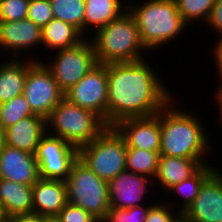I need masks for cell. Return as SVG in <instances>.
<instances>
[{
  "label": "cell",
  "mask_w": 222,
  "mask_h": 222,
  "mask_svg": "<svg viewBox=\"0 0 222 222\" xmlns=\"http://www.w3.org/2000/svg\"><path fill=\"white\" fill-rule=\"evenodd\" d=\"M127 10L120 0H85L84 31L93 26L95 31L109 24ZM87 29V30H86Z\"/></svg>",
  "instance_id": "603a6c76"
},
{
  "label": "cell",
  "mask_w": 222,
  "mask_h": 222,
  "mask_svg": "<svg viewBox=\"0 0 222 222\" xmlns=\"http://www.w3.org/2000/svg\"><path fill=\"white\" fill-rule=\"evenodd\" d=\"M152 180L127 169L120 172L108 181L110 209H128L142 205L140 203Z\"/></svg>",
  "instance_id": "5bb4252c"
},
{
  "label": "cell",
  "mask_w": 222,
  "mask_h": 222,
  "mask_svg": "<svg viewBox=\"0 0 222 222\" xmlns=\"http://www.w3.org/2000/svg\"><path fill=\"white\" fill-rule=\"evenodd\" d=\"M58 217L62 222H100L91 213L69 203L58 213Z\"/></svg>",
  "instance_id": "d6a6232c"
},
{
  "label": "cell",
  "mask_w": 222,
  "mask_h": 222,
  "mask_svg": "<svg viewBox=\"0 0 222 222\" xmlns=\"http://www.w3.org/2000/svg\"><path fill=\"white\" fill-rule=\"evenodd\" d=\"M46 133V119L39 115L20 119L5 129L6 145L35 154L41 137Z\"/></svg>",
  "instance_id": "ac0fdd59"
},
{
  "label": "cell",
  "mask_w": 222,
  "mask_h": 222,
  "mask_svg": "<svg viewBox=\"0 0 222 222\" xmlns=\"http://www.w3.org/2000/svg\"><path fill=\"white\" fill-rule=\"evenodd\" d=\"M44 63L36 61L28 69L22 94L32 112L46 119L64 98V93Z\"/></svg>",
  "instance_id": "30bf717a"
},
{
  "label": "cell",
  "mask_w": 222,
  "mask_h": 222,
  "mask_svg": "<svg viewBox=\"0 0 222 222\" xmlns=\"http://www.w3.org/2000/svg\"><path fill=\"white\" fill-rule=\"evenodd\" d=\"M160 152L127 148L126 169L132 173L154 178L157 173Z\"/></svg>",
  "instance_id": "d4e9b609"
},
{
  "label": "cell",
  "mask_w": 222,
  "mask_h": 222,
  "mask_svg": "<svg viewBox=\"0 0 222 222\" xmlns=\"http://www.w3.org/2000/svg\"><path fill=\"white\" fill-rule=\"evenodd\" d=\"M53 18L50 0H30L27 19L42 29Z\"/></svg>",
  "instance_id": "4dcf8cb0"
},
{
  "label": "cell",
  "mask_w": 222,
  "mask_h": 222,
  "mask_svg": "<svg viewBox=\"0 0 222 222\" xmlns=\"http://www.w3.org/2000/svg\"><path fill=\"white\" fill-rule=\"evenodd\" d=\"M33 214L54 216L67 204L65 181L39 178L32 185Z\"/></svg>",
  "instance_id": "e0dca14e"
},
{
  "label": "cell",
  "mask_w": 222,
  "mask_h": 222,
  "mask_svg": "<svg viewBox=\"0 0 222 222\" xmlns=\"http://www.w3.org/2000/svg\"><path fill=\"white\" fill-rule=\"evenodd\" d=\"M53 16L84 33L85 0H50Z\"/></svg>",
  "instance_id": "484cf974"
},
{
  "label": "cell",
  "mask_w": 222,
  "mask_h": 222,
  "mask_svg": "<svg viewBox=\"0 0 222 222\" xmlns=\"http://www.w3.org/2000/svg\"><path fill=\"white\" fill-rule=\"evenodd\" d=\"M64 98L96 113L107 125L108 64L95 65L78 83L64 93Z\"/></svg>",
  "instance_id": "8fae6325"
},
{
  "label": "cell",
  "mask_w": 222,
  "mask_h": 222,
  "mask_svg": "<svg viewBox=\"0 0 222 222\" xmlns=\"http://www.w3.org/2000/svg\"><path fill=\"white\" fill-rule=\"evenodd\" d=\"M219 41H217V44L215 43V47L213 49V56L215 57V63H216V69H218L217 72H222V33L219 34Z\"/></svg>",
  "instance_id": "e575fe53"
},
{
  "label": "cell",
  "mask_w": 222,
  "mask_h": 222,
  "mask_svg": "<svg viewBox=\"0 0 222 222\" xmlns=\"http://www.w3.org/2000/svg\"><path fill=\"white\" fill-rule=\"evenodd\" d=\"M106 127L105 121L96 113L65 98L46 118V132H51V135L60 137L78 149L93 141ZM52 128V131L49 130Z\"/></svg>",
  "instance_id": "5b68a950"
},
{
  "label": "cell",
  "mask_w": 222,
  "mask_h": 222,
  "mask_svg": "<svg viewBox=\"0 0 222 222\" xmlns=\"http://www.w3.org/2000/svg\"><path fill=\"white\" fill-rule=\"evenodd\" d=\"M42 44L41 28L29 19L0 21V48L11 51V58L18 59L20 52ZM19 52V53H18Z\"/></svg>",
  "instance_id": "9a60e30c"
},
{
  "label": "cell",
  "mask_w": 222,
  "mask_h": 222,
  "mask_svg": "<svg viewBox=\"0 0 222 222\" xmlns=\"http://www.w3.org/2000/svg\"><path fill=\"white\" fill-rule=\"evenodd\" d=\"M65 183L67 203L81 207L100 222L106 217L110 211L108 181L99 178L78 158Z\"/></svg>",
  "instance_id": "52a82bcc"
},
{
  "label": "cell",
  "mask_w": 222,
  "mask_h": 222,
  "mask_svg": "<svg viewBox=\"0 0 222 222\" xmlns=\"http://www.w3.org/2000/svg\"><path fill=\"white\" fill-rule=\"evenodd\" d=\"M0 178L33 185L40 178L35 155L6 145L0 151Z\"/></svg>",
  "instance_id": "2e32d148"
},
{
  "label": "cell",
  "mask_w": 222,
  "mask_h": 222,
  "mask_svg": "<svg viewBox=\"0 0 222 222\" xmlns=\"http://www.w3.org/2000/svg\"><path fill=\"white\" fill-rule=\"evenodd\" d=\"M44 66L51 72L60 90L65 93L78 83L95 65V50L91 39L79 45L56 51L55 57Z\"/></svg>",
  "instance_id": "ba28073f"
},
{
  "label": "cell",
  "mask_w": 222,
  "mask_h": 222,
  "mask_svg": "<svg viewBox=\"0 0 222 222\" xmlns=\"http://www.w3.org/2000/svg\"><path fill=\"white\" fill-rule=\"evenodd\" d=\"M173 100L160 110V155L195 159L201 165L210 163L204 158L212 149L209 134L195 114L179 110Z\"/></svg>",
  "instance_id": "7a4b0ae2"
},
{
  "label": "cell",
  "mask_w": 222,
  "mask_h": 222,
  "mask_svg": "<svg viewBox=\"0 0 222 222\" xmlns=\"http://www.w3.org/2000/svg\"><path fill=\"white\" fill-rule=\"evenodd\" d=\"M114 127L123 136L127 148L160 151V111L153 116L123 119Z\"/></svg>",
  "instance_id": "4fadbf2b"
},
{
  "label": "cell",
  "mask_w": 222,
  "mask_h": 222,
  "mask_svg": "<svg viewBox=\"0 0 222 222\" xmlns=\"http://www.w3.org/2000/svg\"><path fill=\"white\" fill-rule=\"evenodd\" d=\"M6 146L5 130L0 126V151Z\"/></svg>",
  "instance_id": "74e56055"
},
{
  "label": "cell",
  "mask_w": 222,
  "mask_h": 222,
  "mask_svg": "<svg viewBox=\"0 0 222 222\" xmlns=\"http://www.w3.org/2000/svg\"><path fill=\"white\" fill-rule=\"evenodd\" d=\"M215 167L211 164L202 165L192 176L182 182L175 184L168 191L183 197V203L178 205L179 211L184 212L198 196L199 190L203 182L215 171Z\"/></svg>",
  "instance_id": "cb8c5ba5"
},
{
  "label": "cell",
  "mask_w": 222,
  "mask_h": 222,
  "mask_svg": "<svg viewBox=\"0 0 222 222\" xmlns=\"http://www.w3.org/2000/svg\"><path fill=\"white\" fill-rule=\"evenodd\" d=\"M35 115L23 94L10 101L0 104V126L5 130L20 119Z\"/></svg>",
  "instance_id": "4316f807"
},
{
  "label": "cell",
  "mask_w": 222,
  "mask_h": 222,
  "mask_svg": "<svg viewBox=\"0 0 222 222\" xmlns=\"http://www.w3.org/2000/svg\"><path fill=\"white\" fill-rule=\"evenodd\" d=\"M91 41L99 64L139 61L145 59L141 53L148 51L135 18L128 10L98 29Z\"/></svg>",
  "instance_id": "3957f363"
},
{
  "label": "cell",
  "mask_w": 222,
  "mask_h": 222,
  "mask_svg": "<svg viewBox=\"0 0 222 222\" xmlns=\"http://www.w3.org/2000/svg\"><path fill=\"white\" fill-rule=\"evenodd\" d=\"M34 155L40 178L66 181L73 163L78 159V148L46 132Z\"/></svg>",
  "instance_id": "9c48e42d"
},
{
  "label": "cell",
  "mask_w": 222,
  "mask_h": 222,
  "mask_svg": "<svg viewBox=\"0 0 222 222\" xmlns=\"http://www.w3.org/2000/svg\"><path fill=\"white\" fill-rule=\"evenodd\" d=\"M184 222H222V172L217 169L203 182L198 196L182 212Z\"/></svg>",
  "instance_id": "7c38bea8"
},
{
  "label": "cell",
  "mask_w": 222,
  "mask_h": 222,
  "mask_svg": "<svg viewBox=\"0 0 222 222\" xmlns=\"http://www.w3.org/2000/svg\"><path fill=\"white\" fill-rule=\"evenodd\" d=\"M208 26L216 30V32L222 33V0H216V3L210 13L207 20Z\"/></svg>",
  "instance_id": "836d02e7"
},
{
  "label": "cell",
  "mask_w": 222,
  "mask_h": 222,
  "mask_svg": "<svg viewBox=\"0 0 222 222\" xmlns=\"http://www.w3.org/2000/svg\"><path fill=\"white\" fill-rule=\"evenodd\" d=\"M7 219L8 218L5 216L3 208L0 206V222H7Z\"/></svg>",
  "instance_id": "ab89813d"
},
{
  "label": "cell",
  "mask_w": 222,
  "mask_h": 222,
  "mask_svg": "<svg viewBox=\"0 0 222 222\" xmlns=\"http://www.w3.org/2000/svg\"><path fill=\"white\" fill-rule=\"evenodd\" d=\"M44 222H62L58 215L54 216H45L44 217Z\"/></svg>",
  "instance_id": "f35d334b"
},
{
  "label": "cell",
  "mask_w": 222,
  "mask_h": 222,
  "mask_svg": "<svg viewBox=\"0 0 222 222\" xmlns=\"http://www.w3.org/2000/svg\"><path fill=\"white\" fill-rule=\"evenodd\" d=\"M127 10L135 18L141 40L150 52L172 42L189 26L181 18L175 0H149L140 6L128 3Z\"/></svg>",
  "instance_id": "277c9868"
},
{
  "label": "cell",
  "mask_w": 222,
  "mask_h": 222,
  "mask_svg": "<svg viewBox=\"0 0 222 222\" xmlns=\"http://www.w3.org/2000/svg\"><path fill=\"white\" fill-rule=\"evenodd\" d=\"M202 165L195 159L160 155L154 180L167 192L175 184L192 176Z\"/></svg>",
  "instance_id": "44dd1931"
},
{
  "label": "cell",
  "mask_w": 222,
  "mask_h": 222,
  "mask_svg": "<svg viewBox=\"0 0 222 222\" xmlns=\"http://www.w3.org/2000/svg\"><path fill=\"white\" fill-rule=\"evenodd\" d=\"M217 73H219L218 76L221 77V79H220L221 80L220 81L221 85H219L220 87L214 93L216 94L215 95V97H216L215 99L218 101V102L216 101V103L218 104L217 106H219L218 110L220 109L219 110L220 111L219 112V114H220V118L219 119L222 121V72H217Z\"/></svg>",
  "instance_id": "8d00e7d4"
},
{
  "label": "cell",
  "mask_w": 222,
  "mask_h": 222,
  "mask_svg": "<svg viewBox=\"0 0 222 222\" xmlns=\"http://www.w3.org/2000/svg\"><path fill=\"white\" fill-rule=\"evenodd\" d=\"M32 185L0 178V206L7 218L33 214Z\"/></svg>",
  "instance_id": "d6986e66"
},
{
  "label": "cell",
  "mask_w": 222,
  "mask_h": 222,
  "mask_svg": "<svg viewBox=\"0 0 222 222\" xmlns=\"http://www.w3.org/2000/svg\"><path fill=\"white\" fill-rule=\"evenodd\" d=\"M160 203V204H159ZM158 204H153L148 210V217L145 222H181L182 213L179 210L173 209L175 206H172L174 203L169 202L167 205L159 202ZM171 203V204H170ZM167 205V206H166Z\"/></svg>",
  "instance_id": "1f68e13d"
},
{
  "label": "cell",
  "mask_w": 222,
  "mask_h": 222,
  "mask_svg": "<svg viewBox=\"0 0 222 222\" xmlns=\"http://www.w3.org/2000/svg\"><path fill=\"white\" fill-rule=\"evenodd\" d=\"M41 34L42 45L53 51L75 47L86 39L77 28L56 18L41 29Z\"/></svg>",
  "instance_id": "7402d4cb"
},
{
  "label": "cell",
  "mask_w": 222,
  "mask_h": 222,
  "mask_svg": "<svg viewBox=\"0 0 222 222\" xmlns=\"http://www.w3.org/2000/svg\"><path fill=\"white\" fill-rule=\"evenodd\" d=\"M158 76L146 58L108 64L107 126L156 115L174 98Z\"/></svg>",
  "instance_id": "6da1fadb"
},
{
  "label": "cell",
  "mask_w": 222,
  "mask_h": 222,
  "mask_svg": "<svg viewBox=\"0 0 222 222\" xmlns=\"http://www.w3.org/2000/svg\"><path fill=\"white\" fill-rule=\"evenodd\" d=\"M21 60L8 58L0 64V104L22 94L28 69L38 59ZM21 60V61H20Z\"/></svg>",
  "instance_id": "ffe728a7"
},
{
  "label": "cell",
  "mask_w": 222,
  "mask_h": 222,
  "mask_svg": "<svg viewBox=\"0 0 222 222\" xmlns=\"http://www.w3.org/2000/svg\"><path fill=\"white\" fill-rule=\"evenodd\" d=\"M151 205L135 206L128 209H110L101 222H145Z\"/></svg>",
  "instance_id": "f1b7e54d"
},
{
  "label": "cell",
  "mask_w": 222,
  "mask_h": 222,
  "mask_svg": "<svg viewBox=\"0 0 222 222\" xmlns=\"http://www.w3.org/2000/svg\"><path fill=\"white\" fill-rule=\"evenodd\" d=\"M181 18L190 25L202 19L207 22L216 0H175Z\"/></svg>",
  "instance_id": "83f0119b"
},
{
  "label": "cell",
  "mask_w": 222,
  "mask_h": 222,
  "mask_svg": "<svg viewBox=\"0 0 222 222\" xmlns=\"http://www.w3.org/2000/svg\"><path fill=\"white\" fill-rule=\"evenodd\" d=\"M30 0H0V21H20L27 18Z\"/></svg>",
  "instance_id": "f546056e"
},
{
  "label": "cell",
  "mask_w": 222,
  "mask_h": 222,
  "mask_svg": "<svg viewBox=\"0 0 222 222\" xmlns=\"http://www.w3.org/2000/svg\"><path fill=\"white\" fill-rule=\"evenodd\" d=\"M8 222H44V217L40 215H20L7 219Z\"/></svg>",
  "instance_id": "d590c367"
},
{
  "label": "cell",
  "mask_w": 222,
  "mask_h": 222,
  "mask_svg": "<svg viewBox=\"0 0 222 222\" xmlns=\"http://www.w3.org/2000/svg\"><path fill=\"white\" fill-rule=\"evenodd\" d=\"M127 145L114 126L78 149V158L99 178L109 181L126 169Z\"/></svg>",
  "instance_id": "8992f818"
}]
</instances>
